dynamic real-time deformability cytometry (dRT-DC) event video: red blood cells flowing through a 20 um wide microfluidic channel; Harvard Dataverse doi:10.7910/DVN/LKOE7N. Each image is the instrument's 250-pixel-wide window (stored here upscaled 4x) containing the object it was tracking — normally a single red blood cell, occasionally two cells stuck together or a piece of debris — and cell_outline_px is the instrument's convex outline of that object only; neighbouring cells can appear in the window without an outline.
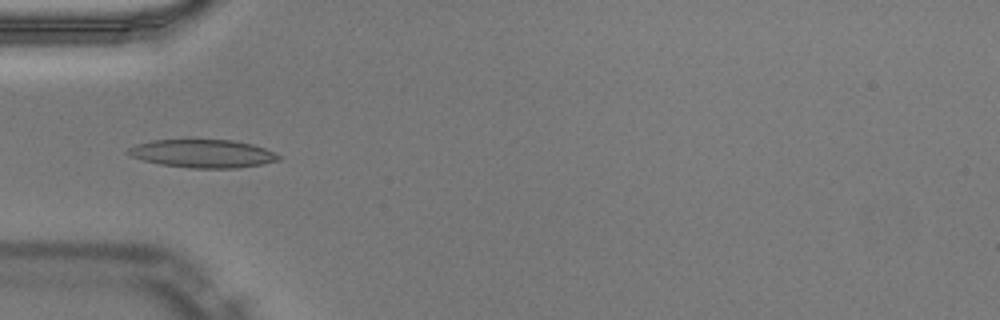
{"species": "Egyptian fruit bat (a non-hibernating species)", "species_latin": "Rousettus aegyptiacus", "temperature_condition": "warm", "stored_images_in_passage": 21, "camera_frame_rate_fps": 3000, "um_per_image_px": 0.085, "animal": {"sex": "male"}, "frame": {"image": 1, "passage_image": 4, "time_ms": 1.0, "image_size_px": [1000, 320], "cell_outline_px": [[280, 160], [264, 164], [236, 168], [192, 168], [160, 164], [144, 160], [132, 156], [124, 152], [128, 148], [136, 144], [152, 140], [192, 136], [232, 140], [252, 144], [264, 148], [280, 156]], "centroid_in_image_um": [17.18, 13.0], "position_along_channel_um": 67.8, "area_um2": 25.72}}